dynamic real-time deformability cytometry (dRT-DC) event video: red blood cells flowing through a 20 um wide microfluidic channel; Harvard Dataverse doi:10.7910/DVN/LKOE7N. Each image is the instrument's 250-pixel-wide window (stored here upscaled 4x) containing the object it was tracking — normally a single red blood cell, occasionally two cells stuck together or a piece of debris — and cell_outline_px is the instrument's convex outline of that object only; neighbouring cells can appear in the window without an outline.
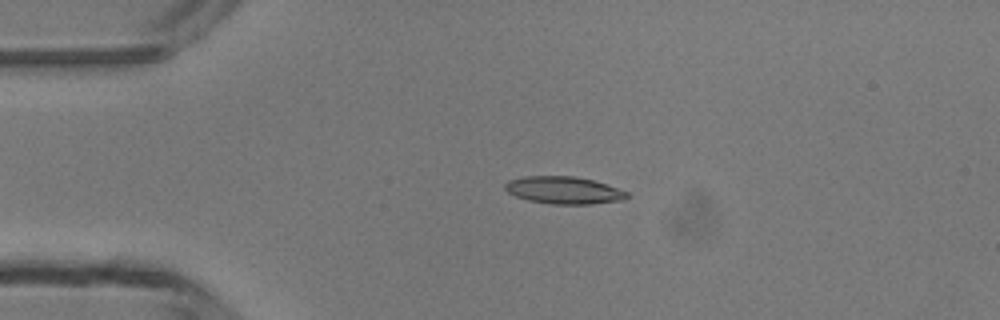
{"species": "common noctule bat (a hibernating species)", "species_latin": "Nyctalus noctula", "temperature_condition": "room temperature", "stored_images_in_passage": 4, "camera_frame_rate_fps": 3000, "um_per_image_px": 0.085, "animal": {"sex": "male", "body_mass_g": 13.3}, "frame": {"image": 1, "passage_image": 3, "time_ms": 2.333, "image_size_px": [1000, 320], "cell_outline_px": [[628, 196], [624, 200], [592, 204], [552, 204], [528, 200], [516, 196], [508, 192], [504, 188], [504, 184], [508, 180], [524, 176], [576, 176], [592, 180], [628, 192]], "centroid_in_image_um": [47.9, 16.17], "position_along_channel_um": 37.1, "area_um2": 19.36}}